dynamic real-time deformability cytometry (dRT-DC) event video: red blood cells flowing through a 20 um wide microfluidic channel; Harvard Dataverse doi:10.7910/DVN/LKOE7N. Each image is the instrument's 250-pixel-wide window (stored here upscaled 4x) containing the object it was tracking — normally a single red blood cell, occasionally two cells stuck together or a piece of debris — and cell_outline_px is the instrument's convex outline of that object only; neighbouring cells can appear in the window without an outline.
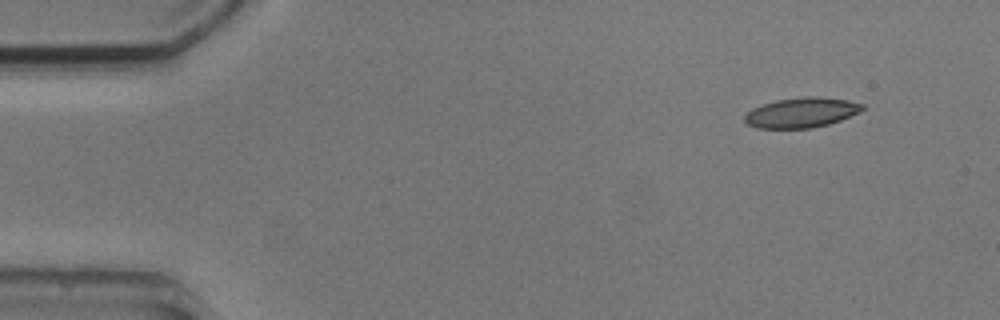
{"species": "common noctule bat (a hibernating species)", "species_latin": "Nyctalus noctula", "temperature_condition": "cold", "stored_images_in_passage": 4, "camera_frame_rate_fps": 3000, "um_per_image_px": 0.085, "animal": {"sex": "male", "body_mass_g": 20.5, "forearm_length_mm": 52.5}, "frame": {"image": 1, "passage_image": 1, "time_ms": 0.0, "image_size_px": [1000, 320], "cell_outline_px": [[864, 108], [860, 112], [840, 120], [828, 124], [812, 128], [756, 128], [748, 124], [744, 120], [744, 116], [752, 108], [776, 100], [804, 96], [816, 96], [848, 100], [864, 104]], "centroid_in_image_um": [68.13, 9.56], "position_along_channel_um": 16.9, "area_um2": 20.58}}
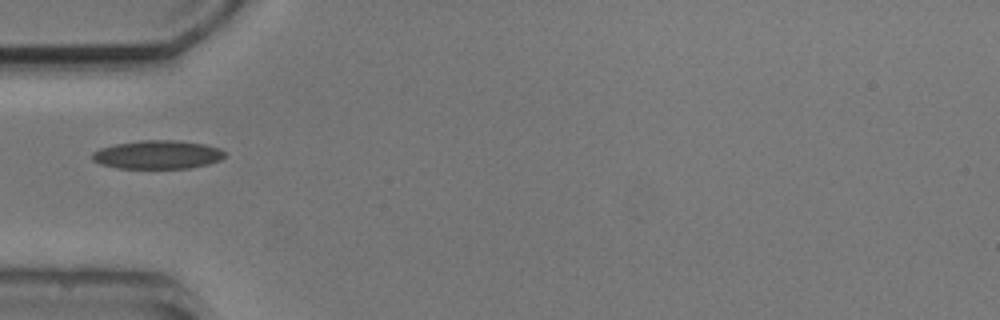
{"frame": {"image": 2, "passage_image": 2, "time_ms": 4.0, "image_size_px": [1000, 320], "cell_outline_px": [[224, 156], [220, 160], [208, 164], [192, 168], [116, 168], [100, 164], [92, 160], [92, 152], [100, 148], [116, 144], [140, 140], [176, 140], [204, 144], [220, 148], [224, 152]], "centroid_in_image_um": [13.38, 13.15], "position_along_channel_um": 71.6, "area_um2": 22.08}}